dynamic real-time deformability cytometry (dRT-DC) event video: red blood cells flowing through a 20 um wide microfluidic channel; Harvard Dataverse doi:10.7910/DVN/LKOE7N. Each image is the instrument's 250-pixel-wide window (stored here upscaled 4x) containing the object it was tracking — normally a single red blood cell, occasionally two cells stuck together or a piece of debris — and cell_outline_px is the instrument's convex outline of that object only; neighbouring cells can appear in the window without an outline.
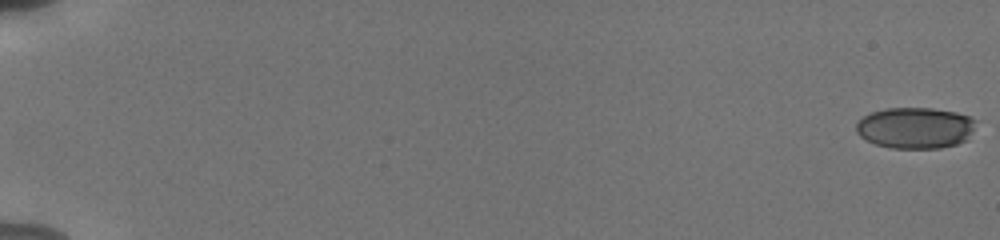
{"species": "human", "species_latin": "Homo sapiens", "temperature_condition": "cold", "stored_images_in_passage": 57, "camera_frame_rate_fps": 3000, "um_per_image_px": 0.085, "donor": {"sex": "male"}, "frame": {"image": 1, "passage_image": 1, "time_ms": 0.0, "image_size_px": [1000, 240], "cell_outline_px": [[976, 120], [972, 132], [968, 140], [956, 144], [940, 148], [888, 148], [876, 144], [860, 136], [856, 132], [856, 124], [864, 116], [872, 112], [888, 108], [932, 108], [956, 112], [968, 116]], "centroid_in_image_um": [77.81, 10.87], "position_along_channel_um": 7.2, "area_um2": 28.73}}
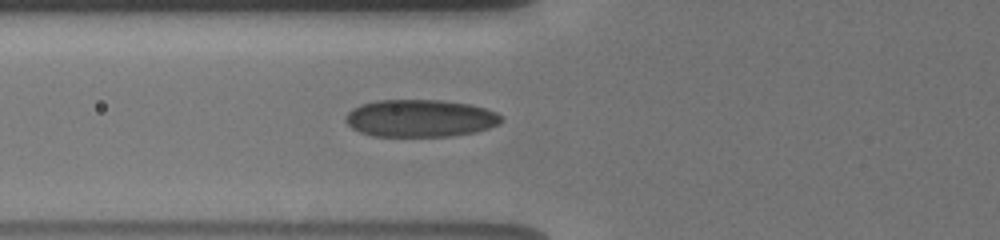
{"frame": {"image": 2, "passage_image": 24, "time_ms": 7.667, "image_size_px": [1000, 240], "cell_outline_px": [[504, 120], [500, 124], [476, 132], [452, 136], [372, 136], [360, 132], [352, 128], [344, 120], [344, 116], [352, 108], [360, 104], [376, 100], [444, 100], [468, 104], [484, 108], [496, 112]], "centroid_in_image_um": [35.7, 10.05], "position_along_channel_um": 90.1, "area_um2": 34.16}}
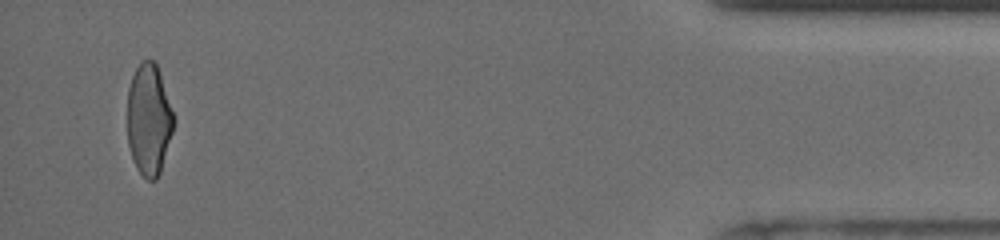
{"frame": {"image": 3, "passage_image": 55, "time_ms": 18.0, "image_size_px": [1000, 240], "cell_outline_px": [[176, 120], [160, 172], [156, 180], [148, 180], [136, 168], [132, 160], [128, 144], [128, 88], [132, 76], [136, 68], [144, 60], [152, 60], [156, 64], [160, 72], [176, 116]], "centroid_in_image_um": [12.68, 10.16], "position_along_channel_um": 422.5, "area_um2": 30.35}, "authors_computed_cell_mechanics": {"area_um2": 31.9634, "velocity_mm_per_s": 3.8265, "shape_relaxation_time_tau1_ms": 8.4593, "shape_relaxation_time_tau2_ms": 1.1538, "deformation_change_tau1": 0.193, "deformation_change_tau2": 0.063}}